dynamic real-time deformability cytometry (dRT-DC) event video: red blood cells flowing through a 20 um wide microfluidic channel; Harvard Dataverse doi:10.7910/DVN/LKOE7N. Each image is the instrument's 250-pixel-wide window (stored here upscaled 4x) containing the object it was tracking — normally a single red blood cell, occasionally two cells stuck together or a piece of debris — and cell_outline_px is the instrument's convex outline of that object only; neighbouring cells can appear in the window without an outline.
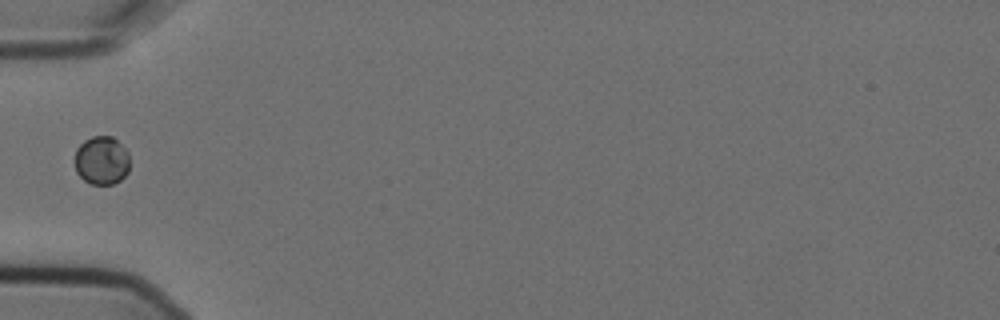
{"species": "Egyptian fruit bat (a non-hibernating species)", "species_latin": "Rousettus aegyptiacus", "temperature_condition": "cold", "stored_images_in_passage": 9, "camera_frame_rate_fps": 3000, "um_per_image_px": 0.085, "animal": {"sex": "female"}, "frame": {"image": 1, "passage_image": 1, "time_ms": 0.0, "image_size_px": [1000, 320], "cell_outline_px": [[128, 172], [120, 180], [112, 184], [92, 184], [84, 180], [76, 172], [76, 148], [84, 140], [92, 136], [112, 136], [128, 152]], "centroid_in_image_um": [8.63, 13.63], "position_along_channel_um": 76.4, "area_um2": 15.37}}
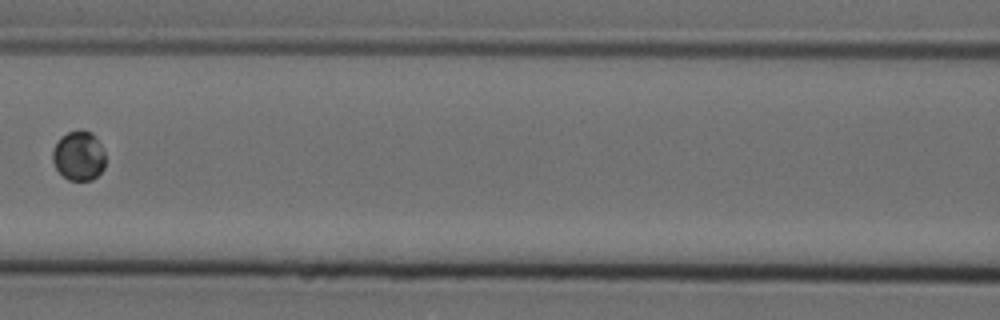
{"frame": {"image": 2, "passage_image": 3, "time_ms": 0.667, "image_size_px": [1000, 320], "cell_outline_px": [[104, 168], [92, 180], [68, 180], [56, 168], [52, 160], [52, 152], [60, 136], [68, 132], [92, 132], [96, 136], [104, 152]], "centroid_in_image_um": [6.69, 13.26], "position_along_channel_um": 159.9, "area_um2": 14.97}}
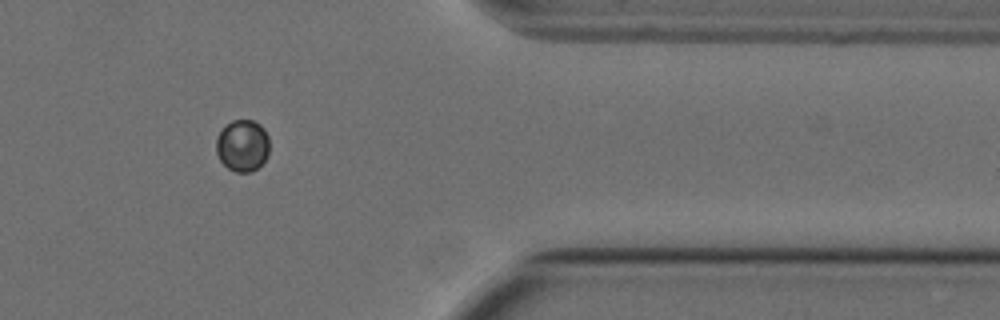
{"frame": {"image": 3, "passage_image": 9, "time_ms": 2.667, "image_size_px": [1000, 320], "cell_outline_px": [[268, 156], [252, 172], [236, 172], [228, 168], [220, 160], [216, 152], [216, 136], [224, 124], [232, 120], [252, 120], [260, 124], [264, 128], [268, 136]], "centroid_in_image_um": [20.59, 12.35], "position_along_channel_um": 390.8, "area_um2": 16.24}}